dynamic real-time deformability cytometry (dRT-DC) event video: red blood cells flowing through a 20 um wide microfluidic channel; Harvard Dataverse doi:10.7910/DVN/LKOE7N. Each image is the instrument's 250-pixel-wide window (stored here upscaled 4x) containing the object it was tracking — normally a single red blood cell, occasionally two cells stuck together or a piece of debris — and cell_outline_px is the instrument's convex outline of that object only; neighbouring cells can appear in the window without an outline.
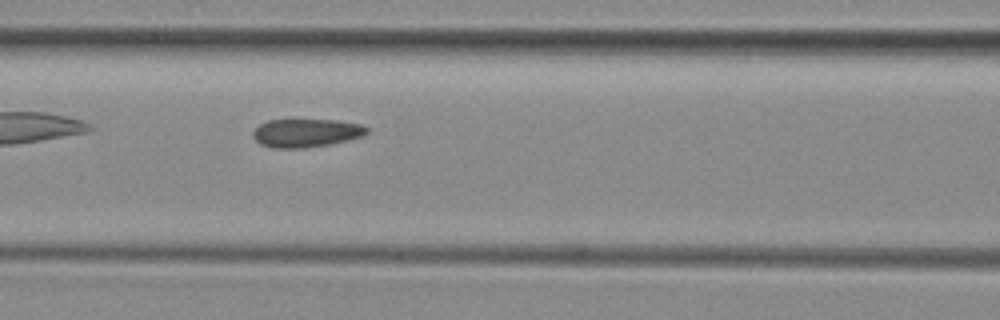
{"species": "common noctule bat (a hibernating species)", "species_latin": "Nyctalus noctula", "temperature_condition": "room temperature", "stored_images_in_passage": 5, "camera_frame_rate_fps": 3000, "um_per_image_px": 0.085, "animal": {"sex": "female", "body_mass_g": 29.2, "forearm_length_mm": 56.3}, "frame": {"image": 1, "passage_image": 4, "time_ms": 3.667, "image_size_px": [1000, 320], "cell_outline_px": [[368, 132], [360, 136], [348, 140], [328, 144], [304, 148], [276, 148], [260, 144], [252, 136], [252, 132], [260, 124], [268, 120], [292, 116], [296, 116], [336, 120], [360, 124], [368, 128]], "centroid_in_image_um": [25.96, 11.23], "position_along_channel_um": 140.6, "area_um2": 19.65}}